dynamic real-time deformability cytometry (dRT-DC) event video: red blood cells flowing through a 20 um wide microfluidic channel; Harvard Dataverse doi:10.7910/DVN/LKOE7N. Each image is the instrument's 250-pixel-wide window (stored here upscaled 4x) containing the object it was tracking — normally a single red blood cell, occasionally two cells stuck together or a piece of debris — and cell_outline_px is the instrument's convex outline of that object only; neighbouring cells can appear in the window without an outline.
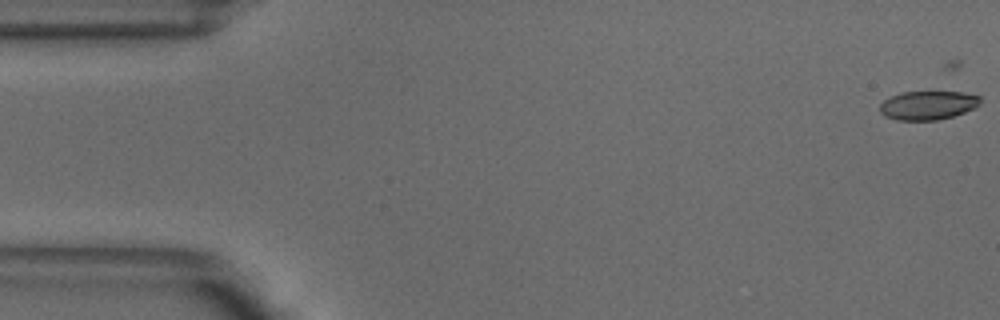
{"species": "common noctule bat (a hibernating species)", "species_latin": "Nyctalus noctula", "temperature_condition": "warm", "stored_images_in_passage": 18, "camera_frame_rate_fps": 3000, "um_per_image_px": 0.085, "animal": {"sex": "male", "body_mass_g": 18.8}, "frame": {"image": 1, "passage_image": 1, "time_ms": 0.0, "image_size_px": [1000, 320], "cell_outline_px": [[980, 104], [976, 108], [952, 116], [936, 120], [896, 120], [884, 116], [880, 112], [880, 104], [884, 100], [900, 92], [960, 92], [980, 96]], "centroid_in_image_um": [78.86, 8.95], "position_along_channel_um": 6.1, "area_um2": 16.82}}
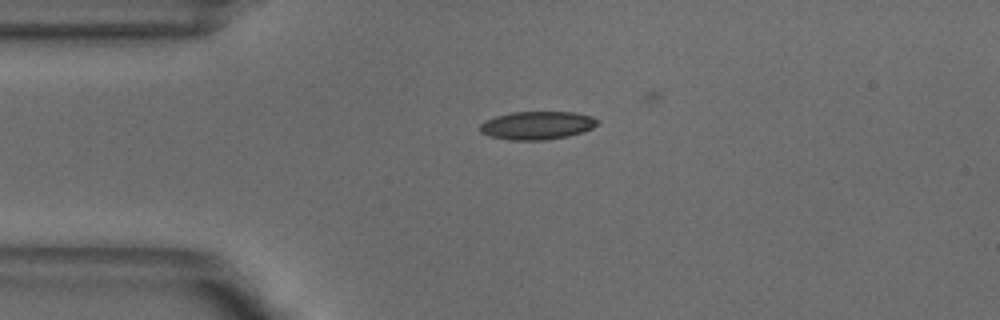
{"frame": {"image": 2, "passage_image": 12, "time_ms": 3.667, "image_size_px": [1000, 320], "cell_outline_px": [[600, 124], [584, 132], [568, 136], [544, 140], [508, 140], [492, 136], [480, 132], [480, 124], [484, 120], [496, 116], [512, 112], [576, 112], [592, 116], [600, 120]], "centroid_in_image_um": [45.7, 10.65], "position_along_channel_um": 39.3, "area_um2": 19.48}}
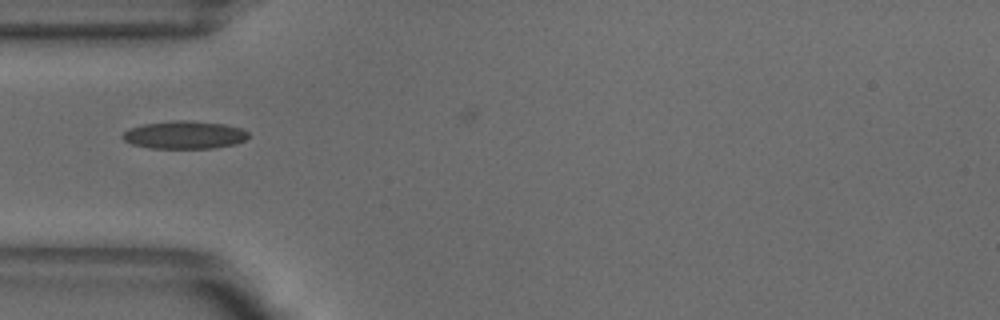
{"frame": {"image": 3, "passage_image": 16, "time_ms": 5.0, "image_size_px": [1000, 320], "cell_outline_px": [[248, 136], [244, 140], [236, 144], [212, 148], [148, 148], [132, 144], [124, 140], [120, 136], [128, 128], [144, 124], [172, 120], [188, 120], [224, 124], [240, 128], [248, 132]], "centroid_in_image_um": [15.64, 11.46], "position_along_channel_um": 69.4, "area_um2": 20.46}}